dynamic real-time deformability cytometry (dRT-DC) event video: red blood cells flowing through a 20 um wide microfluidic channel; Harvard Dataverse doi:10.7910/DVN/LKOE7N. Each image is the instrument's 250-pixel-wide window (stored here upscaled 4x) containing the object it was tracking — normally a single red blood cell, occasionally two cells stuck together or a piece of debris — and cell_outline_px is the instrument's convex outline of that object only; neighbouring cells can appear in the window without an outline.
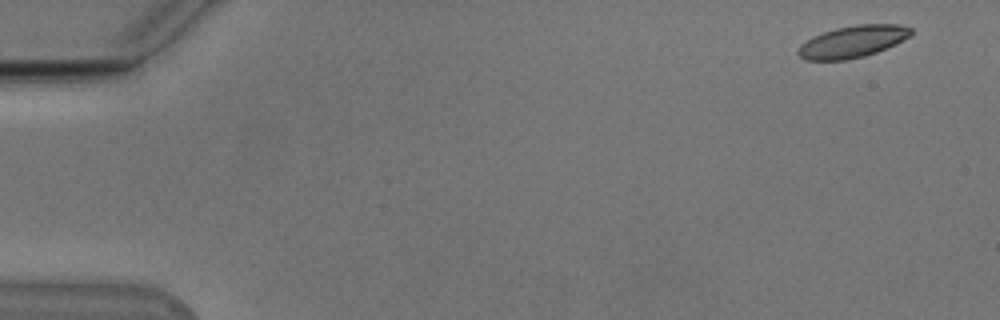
{"species": "Egyptian fruit bat (a non-hibernating species)", "species_latin": "Rousettus aegyptiacus", "temperature_condition": "cold", "stored_images_in_passage": 14, "camera_frame_rate_fps": 3000, "um_per_image_px": 0.085, "animal": {"sex": "male"}, "frame": {"image": 1, "passage_image": 1, "time_ms": 0.0, "image_size_px": [1000, 320], "cell_outline_px": [[912, 36], [896, 44], [876, 52], [864, 56], [848, 60], [804, 60], [796, 52], [800, 44], [812, 36], [836, 28], [856, 24], [900, 24], [912, 28]], "centroid_in_image_um": [72.48, 3.53], "position_along_channel_um": 12.5, "area_um2": 21.21}}
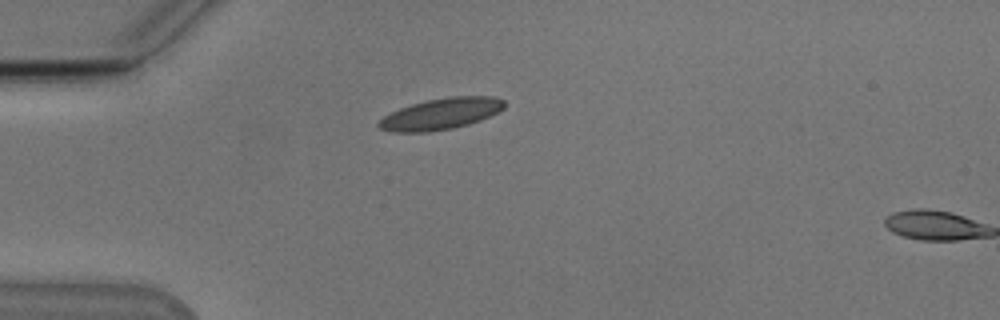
{"frame": {"image": 2, "passage_image": 13, "time_ms": 4.0, "image_size_px": [1000, 320], "cell_outline_px": [[504, 108], [500, 112], [480, 120], [468, 124], [452, 128], [428, 132], [392, 132], [380, 128], [376, 124], [384, 116], [400, 108], [412, 104], [428, 100], [452, 96], [496, 96], [504, 100]], "centroid_in_image_um": [37.51, 9.67], "position_along_channel_um": 47.5, "area_um2": 22.83}}